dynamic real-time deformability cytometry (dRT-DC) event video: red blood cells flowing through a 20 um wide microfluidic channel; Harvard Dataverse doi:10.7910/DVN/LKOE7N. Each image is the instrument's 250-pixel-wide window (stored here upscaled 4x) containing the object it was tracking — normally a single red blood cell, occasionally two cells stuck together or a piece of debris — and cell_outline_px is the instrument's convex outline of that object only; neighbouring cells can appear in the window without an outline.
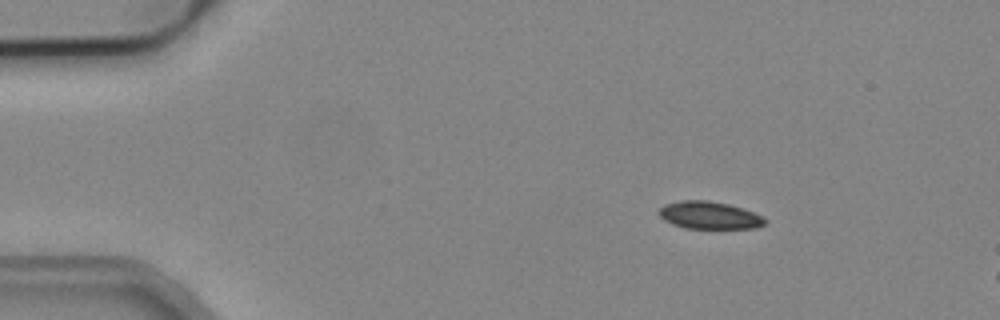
{"species": "common noctule bat (a hibernating species)", "species_latin": "Nyctalus noctula", "temperature_condition": "cold", "stored_images_in_passage": 3, "camera_frame_rate_fps": 3000, "um_per_image_px": 0.085, "animal": {"sex": "male", "body_mass_g": 19.2, "forearm_length_mm": 51.8}, "frame": {"image": 1, "passage_image": 1, "time_ms": 0.0, "image_size_px": [1000, 320], "cell_outline_px": [[768, 220], [764, 224], [756, 228], [684, 228], [672, 224], [664, 220], [660, 216], [660, 208], [664, 204], [680, 200], [708, 200], [728, 204], [744, 208], [764, 216]], "centroid_in_image_um": [60.32, 18.29], "position_along_channel_um": 24.7, "area_um2": 17.11}}